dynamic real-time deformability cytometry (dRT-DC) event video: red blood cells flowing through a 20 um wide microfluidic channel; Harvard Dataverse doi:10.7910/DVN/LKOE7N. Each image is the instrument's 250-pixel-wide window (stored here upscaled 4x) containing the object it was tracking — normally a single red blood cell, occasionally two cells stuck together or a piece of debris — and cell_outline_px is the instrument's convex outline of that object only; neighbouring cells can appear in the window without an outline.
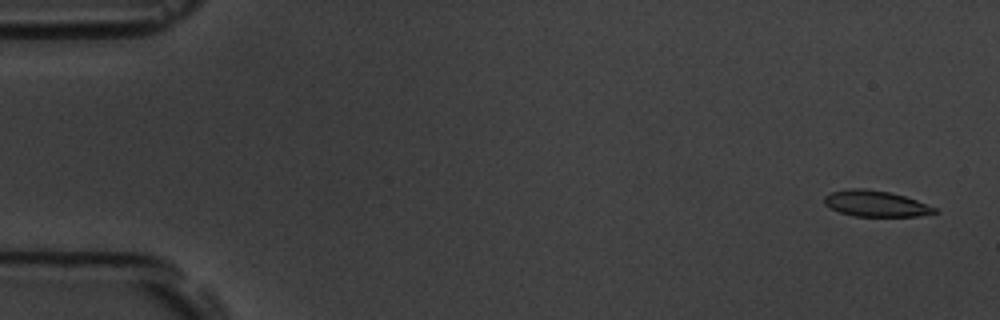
{"species": "common noctule bat (a hibernating species)", "species_latin": "Nyctalus noctula", "temperature_condition": "room temperature", "stored_images_in_passage": 5, "camera_frame_rate_fps": 3000, "um_per_image_px": 0.085, "animal": {"sex": "male", "body_mass_g": 19.5, "forearm_length_mm": 54.6}, "frame": {"image": 1, "passage_image": 1, "time_ms": 0.0, "image_size_px": [1000, 320], "cell_outline_px": [[940, 212], [916, 216], [856, 216], [840, 212], [824, 204], [824, 196], [832, 192], [848, 188], [864, 188], [888, 192], [904, 196], [916, 200], [936, 208]], "centroid_in_image_um": [74.43, 17.3], "position_along_channel_um": 10.6, "area_um2": 16.53}}
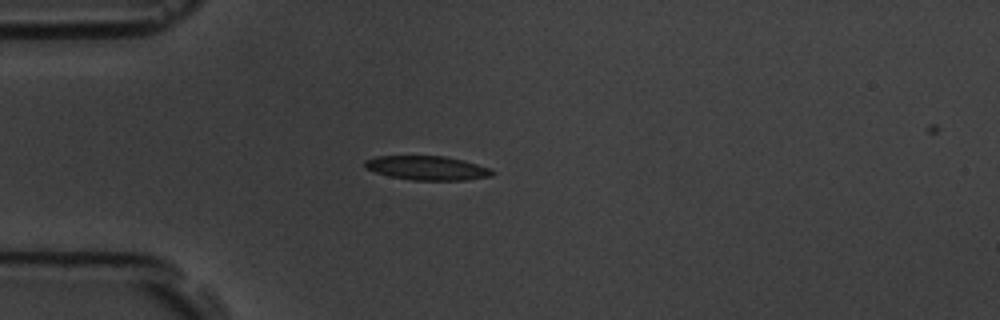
{"frame": {"image": 2, "passage_image": 5, "time_ms": 4.333, "image_size_px": [1000, 320], "cell_outline_px": [[496, 172], [492, 176], [468, 180], [412, 180], [388, 176], [364, 168], [364, 160], [376, 156], [444, 156], [464, 160], [488, 168]], "centroid_in_image_um": [36.29, 14.28], "position_along_channel_um": 48.7, "area_um2": 17.98}}